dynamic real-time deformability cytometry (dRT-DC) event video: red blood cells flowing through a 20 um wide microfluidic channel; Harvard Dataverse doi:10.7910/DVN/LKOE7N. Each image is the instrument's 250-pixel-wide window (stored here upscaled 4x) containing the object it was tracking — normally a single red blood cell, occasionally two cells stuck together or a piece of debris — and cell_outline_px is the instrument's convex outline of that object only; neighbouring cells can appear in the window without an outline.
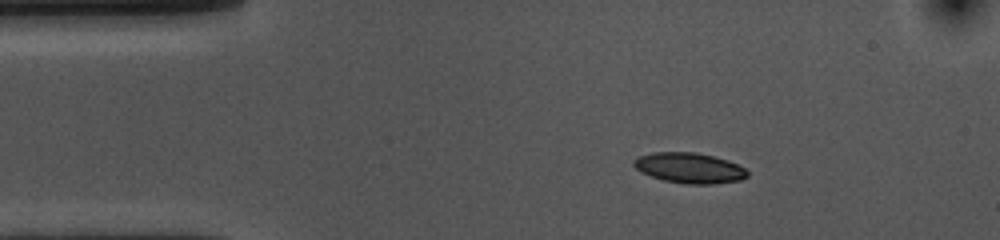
{"species": "common noctule bat (a hibernating species)", "species_latin": "Nyctalus noctula", "temperature_condition": "cold", "stored_images_in_passage": 47, "camera_frame_rate_fps": 3000, "um_per_image_px": 0.085, "animal": {"sex": "female", "body_mass_g": 10.0, "forearm_length_mm": 53.1}, "frame": {"image": 1, "passage_image": 1, "time_ms": 0.0, "image_size_px": [1000, 240], "cell_outline_px": [[748, 176], [740, 180], [712, 184], [688, 184], [664, 180], [640, 172], [632, 164], [632, 160], [640, 156], [652, 152], [696, 152], [728, 160], [744, 168], [748, 172]], "centroid_in_image_um": [58.58, 14.27], "position_along_channel_um": 26.4, "area_um2": 20.06}}
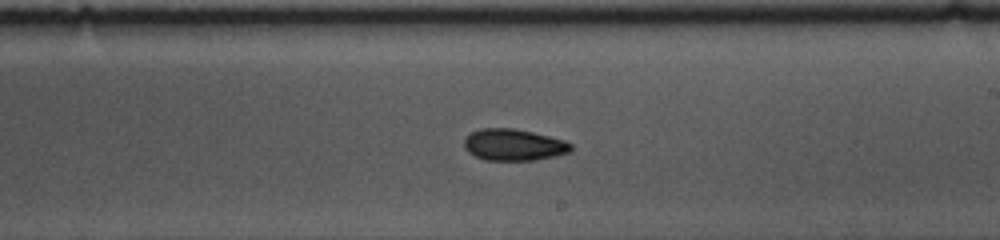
{"frame": {"image": 2, "passage_image": 23, "time_ms": 7.333, "image_size_px": [1000, 240], "cell_outline_px": [[572, 152], [556, 156], [536, 160], [484, 160], [468, 152], [464, 148], [464, 136], [480, 128], [512, 128], [532, 132], [564, 140], [572, 144]], "centroid_in_image_um": [43.66, 12.31], "position_along_channel_um": 245.3, "area_um2": 19.83}}
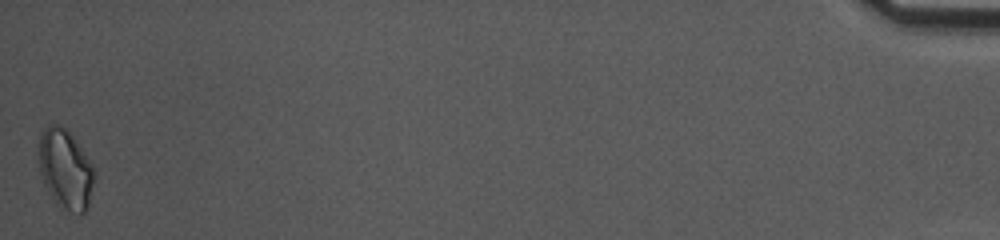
{"frame": {"image": 3, "passage_image": 47, "time_ms": 15.333, "image_size_px": [1000, 240], "cell_outline_px": [[92, 184], [88, 208], [84, 212], [80, 212], [60, 208], [56, 204], [48, 192], [44, 184], [40, 172], [36, 152], [40, 132], [48, 124], [56, 124], [64, 128], [72, 136], [92, 164]], "centroid_in_image_um": [5.48, 14.34], "position_along_channel_um": 429.7, "area_um2": 25.61}, "authors_computed_cell_mechanics": {"area_um2": 20.0566, "velocity_mm_per_s": 3.5896, "shape_relaxation_time_tau1_ms": 5.0087, "shape_relaxation_time_tau2_ms": 9.6975, "deformation_change_tau1": 0.1005, "deformation_change_tau2": 0.1259}}